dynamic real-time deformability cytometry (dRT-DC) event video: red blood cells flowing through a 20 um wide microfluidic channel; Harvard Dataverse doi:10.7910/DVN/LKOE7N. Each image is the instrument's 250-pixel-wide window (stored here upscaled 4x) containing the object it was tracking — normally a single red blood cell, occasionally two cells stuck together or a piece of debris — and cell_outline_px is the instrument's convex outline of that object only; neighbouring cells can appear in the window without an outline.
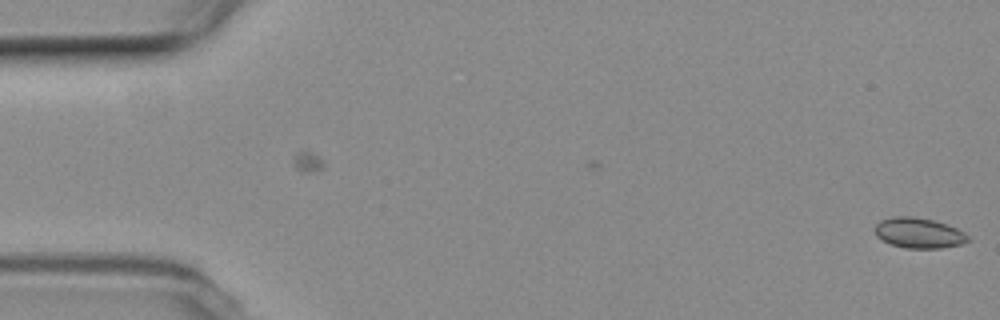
{"species": "common noctule bat (a hibernating species)", "species_latin": "Nyctalus noctula", "temperature_condition": "room temperature", "stored_images_in_passage": 44, "camera_frame_rate_fps": 3000, "um_per_image_px": 0.085, "animal": {"sex": "female", "body_mass_g": 19.3, "forearm_length_mm": 54.1}, "frame": {"image": 1, "passage_image": 1, "time_ms": 0.0, "image_size_px": [1000, 320], "cell_outline_px": [[972, 240], [960, 244], [940, 248], [904, 248], [888, 244], [876, 236], [872, 228], [880, 220], [892, 216], [912, 216], [932, 220], [956, 228], [964, 232]], "centroid_in_image_um": [78.04, 19.8], "position_along_channel_um": 7.0, "area_um2": 16.65}}
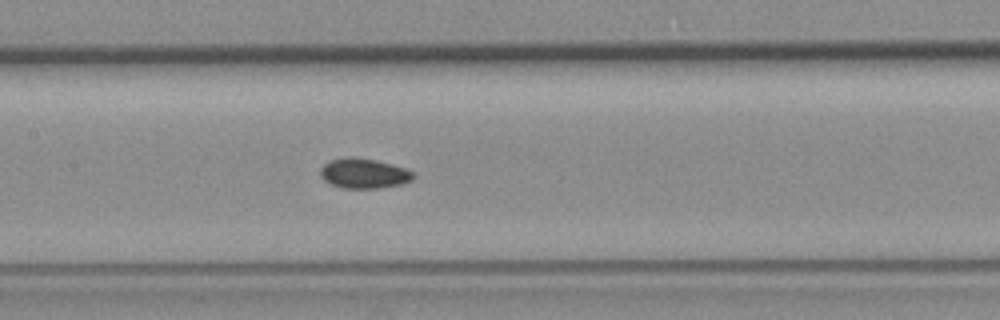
{"frame": {"image": 2, "passage_image": 26, "time_ms": 8.333, "image_size_px": [1000, 320], "cell_outline_px": [[416, 176], [412, 180], [400, 184], [380, 188], [344, 188], [332, 184], [324, 180], [320, 176], [320, 168], [324, 164], [332, 160], [376, 160], [392, 164], [404, 168], [412, 172]], "centroid_in_image_um": [30.97, 14.79], "position_along_channel_um": 176.4, "area_um2": 15.49}}
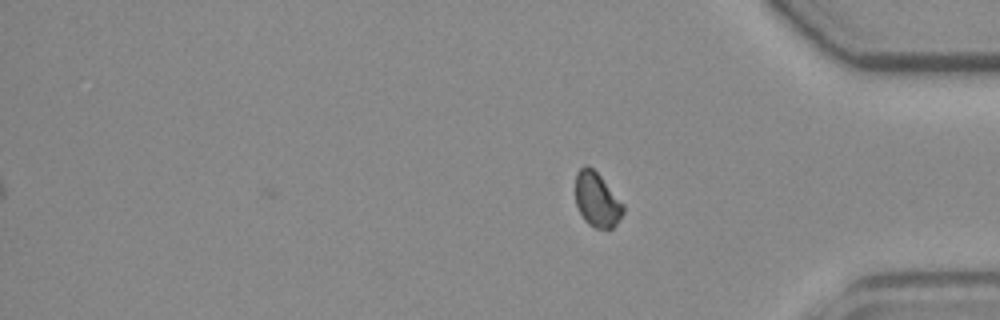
{"frame": {"image": 3, "passage_image": 44, "time_ms": 14.333, "image_size_px": [1000, 320], "cell_outline_px": [[624, 212], [616, 224], [612, 228], [596, 228], [588, 224], [584, 220], [576, 204], [576, 172], [584, 164], [588, 164], [600, 176], [624, 204]], "centroid_in_image_um": [50.74, 16.97], "position_along_channel_um": 384.5, "area_um2": 15.09}, "authors_computed_cell_mechanics": {"area_um2": 15.8372, "velocity_mm_per_s": 3.7333, "shape_relaxation_time_tau1_ms": null, "shape_relaxation_time_tau2_ms": 5.9179, "deformation_change_tau1": null, "deformation_change_tau2": 0.0713}}